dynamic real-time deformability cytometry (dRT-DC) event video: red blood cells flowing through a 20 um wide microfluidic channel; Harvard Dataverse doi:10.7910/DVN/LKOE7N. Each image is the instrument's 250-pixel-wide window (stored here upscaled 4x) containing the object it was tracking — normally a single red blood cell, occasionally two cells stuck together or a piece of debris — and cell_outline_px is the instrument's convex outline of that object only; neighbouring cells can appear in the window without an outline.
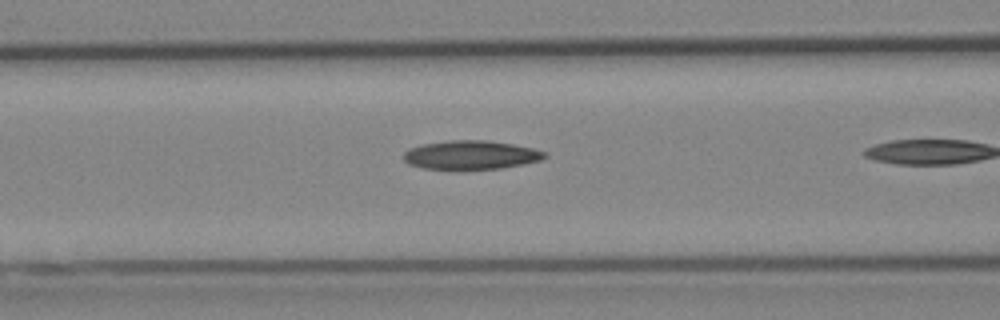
{"species": "Egyptian fruit bat (a non-hibernating species)", "species_latin": "Rousettus aegyptiacus", "temperature_condition": "cold", "stored_images_in_passage": 18, "camera_frame_rate_fps": 3000, "um_per_image_px": 0.085, "animal": {"sex": "female"}, "frame": {"image": 1, "passage_image": 11, "time_ms": 3.333, "image_size_px": [1000, 320], "cell_outline_px": [[548, 156], [540, 160], [524, 164], [500, 168], [452, 172], [424, 168], [408, 164], [404, 160], [404, 152], [408, 148], [420, 144], [448, 140], [484, 140], [512, 144], [532, 148], [548, 152]], "centroid_in_image_um": [39.98, 13.2], "position_along_channel_um": 126.6, "area_um2": 24.57}}